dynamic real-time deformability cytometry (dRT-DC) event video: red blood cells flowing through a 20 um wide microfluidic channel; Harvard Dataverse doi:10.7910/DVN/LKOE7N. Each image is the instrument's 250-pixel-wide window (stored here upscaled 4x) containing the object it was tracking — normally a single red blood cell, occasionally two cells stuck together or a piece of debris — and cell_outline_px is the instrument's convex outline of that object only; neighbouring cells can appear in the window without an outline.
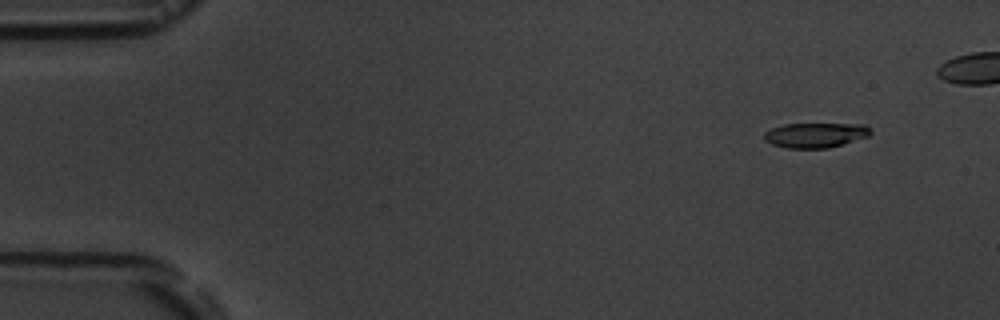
{"species": "common noctule bat (a hibernating species)", "species_latin": "Nyctalus noctula", "temperature_condition": "room temperature", "stored_images_in_passage": 4, "camera_frame_rate_fps": 3000, "um_per_image_px": 0.085, "animal": {"sex": "male", "body_mass_g": 19.5, "forearm_length_mm": 54.6}, "frame": {"image": 1, "passage_image": 1, "time_ms": 0.0, "image_size_px": [1000, 320], "cell_outline_px": [[872, 132], [868, 136], [844, 144], [828, 148], [788, 148], [772, 144], [764, 140], [764, 132], [772, 128], [784, 124], [864, 124], [872, 128]], "centroid_in_image_um": [69.33, 11.48], "position_along_channel_um": 15.7, "area_um2": 15.49}}